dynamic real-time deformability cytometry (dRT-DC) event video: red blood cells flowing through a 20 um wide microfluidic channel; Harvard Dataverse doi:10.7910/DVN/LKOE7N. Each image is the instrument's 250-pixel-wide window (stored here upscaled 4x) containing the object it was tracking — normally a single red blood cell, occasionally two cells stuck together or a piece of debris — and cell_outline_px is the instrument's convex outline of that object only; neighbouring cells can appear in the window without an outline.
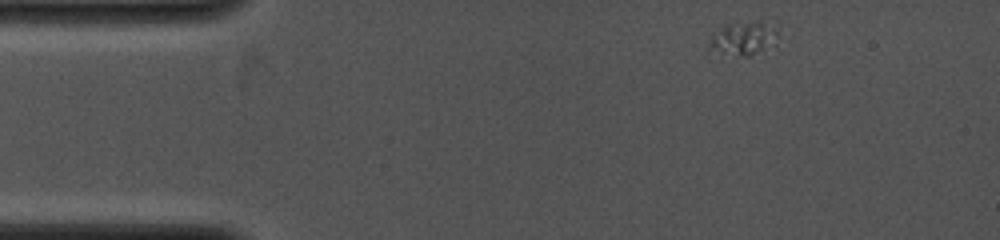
{"species": "common noctule bat (a hibernating species)", "species_latin": "Nyctalus noctula", "temperature_condition": "cold", "stored_images_in_passage": 25, "camera_frame_rate_fps": 4000, "um_per_image_px": 0.085, "animal": {"sex": "female", "body_mass_g": 19.0, "forearm_length_mm": 53.3}, "frame": {"image": 1, "passage_image": 1, "time_ms": 0.0, "image_size_px": [1000, 240], "cell_outline_px": [[780, 36], [776, 48], [748, 56], [740, 56], [708, 52], [708, 48], [712, 32], [728, 24], [756, 20], [780, 20]], "centroid_in_image_um": [63.38, 3.23], "position_along_channel_um": 21.6, "area_um2": 15.14}}
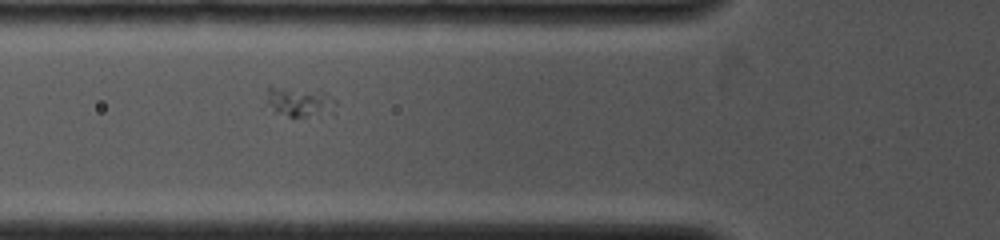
{"frame": {"image": 2, "passage_image": 19, "time_ms": 3.5, "image_size_px": [1000, 240], "cell_outline_px": [[336, 104], [332, 112], [320, 116], [288, 116], [272, 112], [260, 108], [268, 88], [292, 88], [324, 92], [336, 100]], "centroid_in_image_um": [25.32, 8.7], "position_along_channel_um": 100.5, "area_um2": 12.48}}
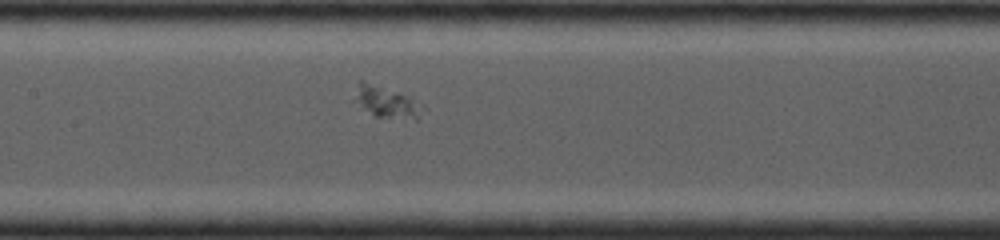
{"frame": {"image": 3, "passage_image": 25, "time_ms": 5.25, "image_size_px": [1000, 240], "cell_outline_px": [[424, 108], [420, 120], [404, 120], [376, 116], [352, 100], [360, 80], [364, 80], [396, 92], [404, 96]], "centroid_in_image_um": [32.83, 8.71], "position_along_channel_um": 174.6, "area_um2": 12.2}}